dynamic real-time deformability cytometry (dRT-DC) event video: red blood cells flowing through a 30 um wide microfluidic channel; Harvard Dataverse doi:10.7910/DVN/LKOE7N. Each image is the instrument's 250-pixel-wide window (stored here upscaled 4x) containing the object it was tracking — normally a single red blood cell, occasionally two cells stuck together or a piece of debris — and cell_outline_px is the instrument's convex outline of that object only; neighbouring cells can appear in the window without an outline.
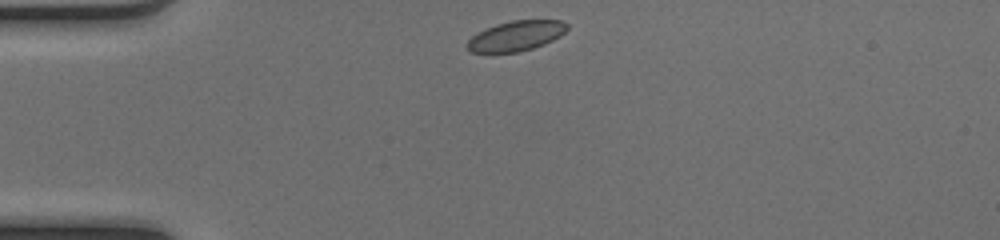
{"species": "common noctule bat (a hibernating species)", "species_latin": "Nyctalus noctula", "temperature_condition": "cold", "stored_images_in_passage": 39, "camera_frame_rate_fps": 3000, "um_per_image_px": 0.085, "animal": {"sex": "female", "body_mass_g": 17.0, "forearm_length_mm": 48.0}, "frame": {"image": 1, "passage_image": 1, "time_ms": 0.0, "image_size_px": [1000, 240], "cell_outline_px": [[568, 28], [560, 36], [544, 44], [532, 48], [516, 52], [468, 52], [468, 40], [476, 32], [484, 28], [496, 24], [512, 20], [560, 20], [568, 24]], "centroid_in_image_um": [43.85, 3.04], "position_along_channel_um": 41.1, "area_um2": 17.46}}
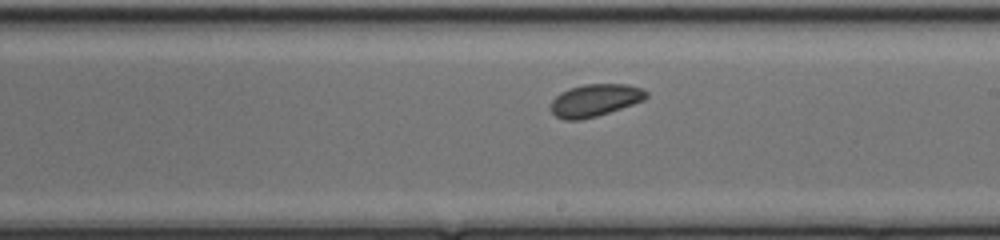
{"frame": {"image": 2, "passage_image": 18, "time_ms": 5.667, "image_size_px": [1000, 240], "cell_outline_px": [[648, 96], [644, 100], [596, 116], [580, 120], [564, 120], [556, 116], [552, 112], [552, 100], [560, 92], [568, 88], [584, 84], [628, 84], [644, 88], [648, 92]], "centroid_in_image_um": [50.59, 8.5], "position_along_channel_um": 238.4, "area_um2": 17.98}}
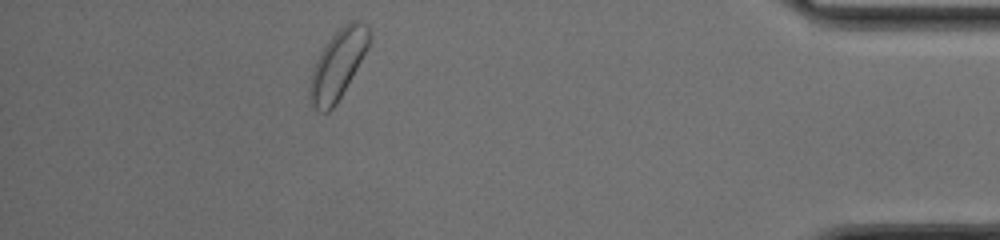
{"frame": {"image": 3, "passage_image": 34, "time_ms": 11.0, "image_size_px": [1000, 240], "cell_outline_px": [[372, 36], [368, 48], [336, 104], [328, 112], [320, 112], [312, 104], [308, 92], [312, 68], [320, 52], [328, 40], [344, 24], [352, 20], [360, 20], [368, 24]], "centroid_in_image_um": [28.73, 5.44], "position_along_channel_um": 406.5, "area_um2": 23.87}, "authors_computed_cell_mechanics": {"area_um2": 18.1492, "velocity_mm_per_s": 4.0696, "shape_relaxation_time_tau1_ms": 1.49, "shape_relaxation_time_tau2_ms": null, "deformation_change_tau1": 0.0446, "deformation_change_tau2": null}}